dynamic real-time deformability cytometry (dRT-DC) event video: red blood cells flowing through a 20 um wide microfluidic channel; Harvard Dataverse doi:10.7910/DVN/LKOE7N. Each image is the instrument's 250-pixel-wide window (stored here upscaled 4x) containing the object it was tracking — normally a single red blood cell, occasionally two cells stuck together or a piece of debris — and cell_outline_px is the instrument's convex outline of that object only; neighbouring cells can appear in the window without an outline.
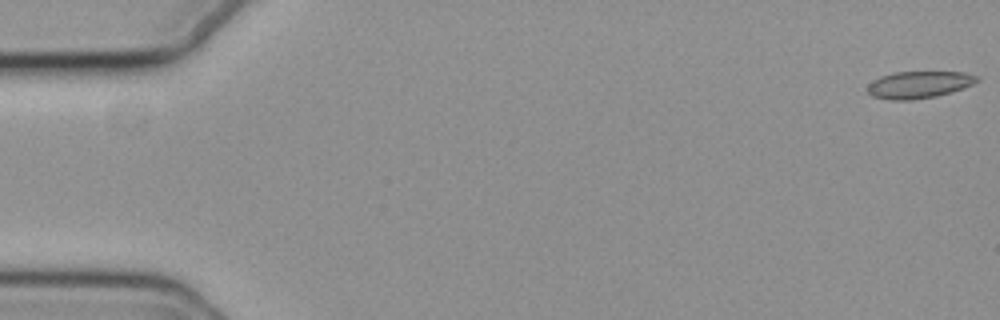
{"species": "common noctule bat (a hibernating species)", "species_latin": "Nyctalus noctula", "temperature_condition": "cold", "stored_images_in_passage": 17, "camera_frame_rate_fps": 3000, "um_per_image_px": 0.085, "animal": {"sex": "female", "body_mass_g": 19.3, "forearm_length_mm": 54.1}, "frame": {"image": 1, "passage_image": 1, "time_ms": 0.0, "image_size_px": [1000, 320], "cell_outline_px": [[980, 80], [964, 88], [952, 92], [936, 96], [912, 100], [892, 100], [872, 96], [868, 92], [868, 84], [872, 80], [880, 76], [896, 72], [964, 72], [980, 76]], "centroid_in_image_um": [78.13, 7.19], "position_along_channel_um": 6.9, "area_um2": 17.34}}
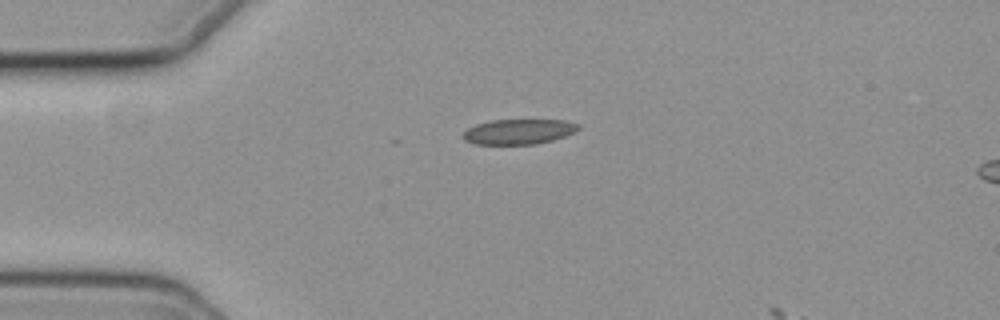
{"frame": {"image": 2, "passage_image": 14, "time_ms": 4.333, "image_size_px": [1000, 320], "cell_outline_px": [[580, 128], [576, 132], [552, 140], [536, 144], [476, 144], [464, 140], [464, 132], [468, 128], [476, 124], [492, 120], [564, 120], [580, 124]], "centroid_in_image_um": [44.12, 11.18], "position_along_channel_um": 40.9, "area_um2": 16.82}}